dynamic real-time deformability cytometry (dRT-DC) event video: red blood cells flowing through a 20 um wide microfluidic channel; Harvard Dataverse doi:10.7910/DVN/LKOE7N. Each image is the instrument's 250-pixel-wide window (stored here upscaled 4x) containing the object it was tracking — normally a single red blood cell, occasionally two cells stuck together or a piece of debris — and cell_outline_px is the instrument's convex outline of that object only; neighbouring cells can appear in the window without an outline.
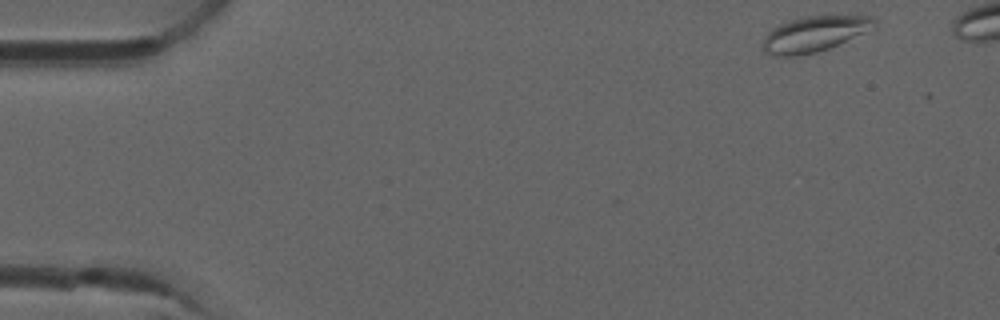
{"species": "common noctule bat (a hibernating species)", "species_latin": "Nyctalus noctula", "temperature_condition": "room temperature", "stored_images_in_passage": 44, "camera_frame_rate_fps": 3000, "um_per_image_px": 0.085, "animal": {"sex": "male", "forearm_length_mm": 52.5}, "frame": {"image": 1, "passage_image": 1, "time_ms": 0.0, "image_size_px": [1000, 320], "cell_outline_px": [[876, 28], [828, 48], [816, 52], [796, 56], [776, 56], [764, 52], [764, 36], [772, 28], [788, 20], [804, 16], [872, 16], [876, 20]], "centroid_in_image_um": [69.23, 2.88], "position_along_channel_um": 15.8, "area_um2": 23.0}}
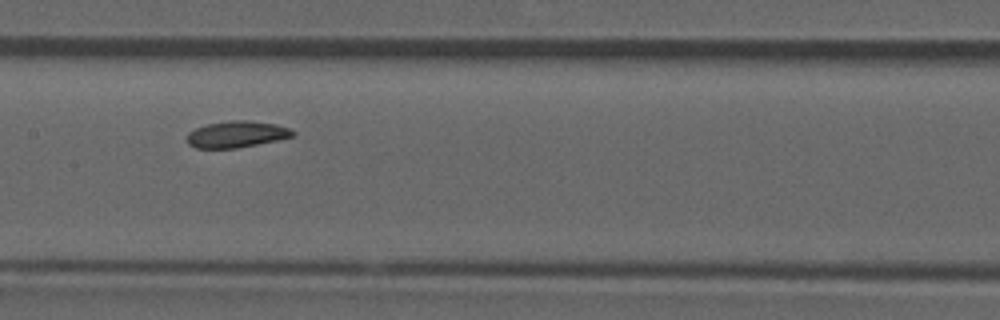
{"frame": {"image": 2, "passage_image": 23, "time_ms": 7.333, "image_size_px": [1000, 320], "cell_outline_px": [[296, 136], [236, 148], [196, 148], [188, 144], [188, 132], [196, 128], [208, 124], [228, 120], [248, 120], [276, 124], [288, 128], [296, 132]], "centroid_in_image_um": [20.13, 11.41], "position_along_channel_um": 187.3, "area_um2": 16.24}}
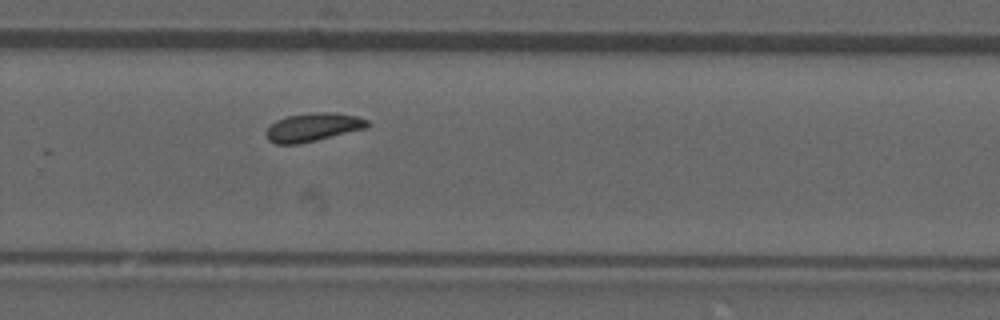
{"frame": {"image": 3, "passage_image": 32, "time_ms": 10.333, "image_size_px": [1000, 320], "cell_outline_px": [[368, 124], [364, 128], [316, 140], [296, 144], [276, 144], [268, 140], [264, 132], [276, 120], [284, 116], [308, 112], [332, 112], [356, 116], [368, 120]], "centroid_in_image_um": [26.53, 10.8], "position_along_channel_um": 303.3, "area_um2": 16.65}}